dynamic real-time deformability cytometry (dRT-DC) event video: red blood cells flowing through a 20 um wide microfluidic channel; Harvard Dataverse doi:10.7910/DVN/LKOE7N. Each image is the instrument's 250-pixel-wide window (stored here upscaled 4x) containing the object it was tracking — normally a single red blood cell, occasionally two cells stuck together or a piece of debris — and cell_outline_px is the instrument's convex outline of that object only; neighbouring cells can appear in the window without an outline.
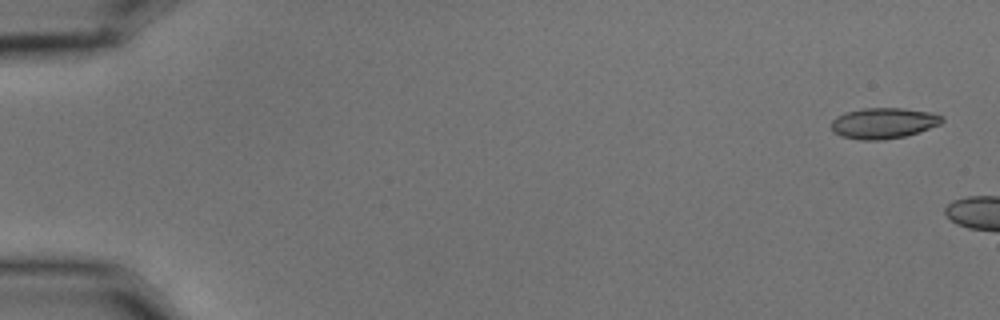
{"species": "common noctule bat (a hibernating species)", "species_latin": "Nyctalus noctula", "temperature_condition": "cold", "stored_images_in_passage": 2, "camera_frame_rate_fps": 3000, "um_per_image_px": 0.085, "animal": {"sex": "male", "body_mass_g": 15.6}, "frame": {"image": 1, "passage_image": 1, "time_ms": 0.0, "image_size_px": [1000, 320], "cell_outline_px": [[944, 120], [940, 124], [920, 132], [904, 136], [884, 140], [860, 140], [840, 136], [832, 132], [832, 120], [836, 116], [844, 112], [864, 108], [904, 108], [932, 112], [944, 116]], "centroid_in_image_um": [75.1, 10.46], "position_along_channel_um": 9.9, "area_um2": 20.17}}